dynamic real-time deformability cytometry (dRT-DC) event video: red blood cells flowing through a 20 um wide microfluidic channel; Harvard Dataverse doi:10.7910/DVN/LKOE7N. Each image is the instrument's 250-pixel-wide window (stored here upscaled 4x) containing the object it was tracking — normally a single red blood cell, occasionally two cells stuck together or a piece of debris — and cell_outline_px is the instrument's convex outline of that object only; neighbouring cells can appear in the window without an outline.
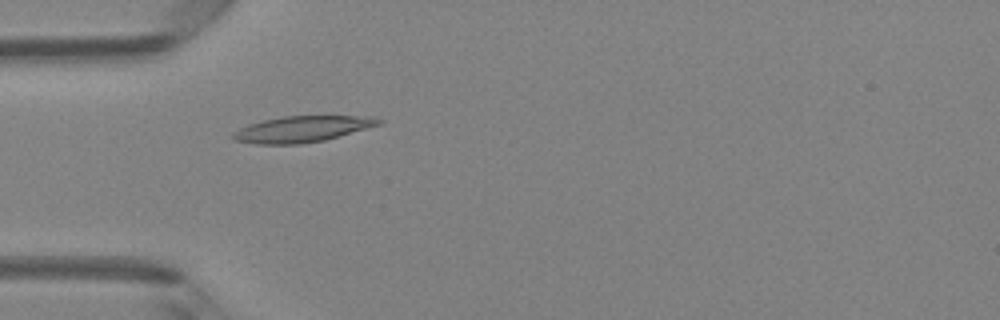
{"species": "Egyptian fruit bat (a non-hibernating species)", "species_latin": "Rousettus aegyptiacus", "temperature_condition": "room temperature", "stored_images_in_passage": 35, "camera_frame_rate_fps": 3000, "um_per_image_px": 0.085, "animal": {"sex": "female"}, "frame": {"image": 1, "passage_image": 1, "time_ms": 0.0, "image_size_px": [1000, 320], "cell_outline_px": [[384, 120], [380, 124], [324, 140], [300, 144], [256, 144], [232, 140], [228, 136], [232, 132], [248, 124], [264, 120], [284, 116], [376, 116]], "centroid_in_image_um": [25.63, 10.97], "position_along_channel_um": 59.4, "area_um2": 22.2}}
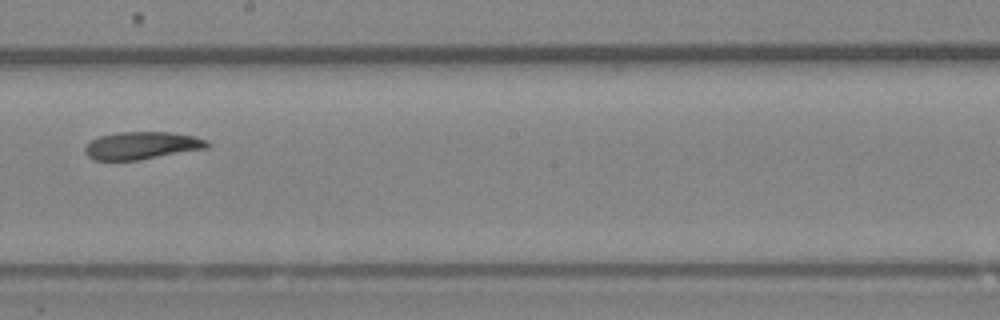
{"frame": {"image": 2, "passage_image": 14, "time_ms": 4.333, "image_size_px": [1000, 320], "cell_outline_px": [[212, 144], [208, 148], [136, 160], [92, 160], [84, 152], [84, 148], [92, 140], [100, 136], [120, 132], [168, 132], [192, 136], [208, 140]], "centroid_in_image_um": [12.06, 12.37], "position_along_channel_um": 236.1, "area_um2": 19.48}}
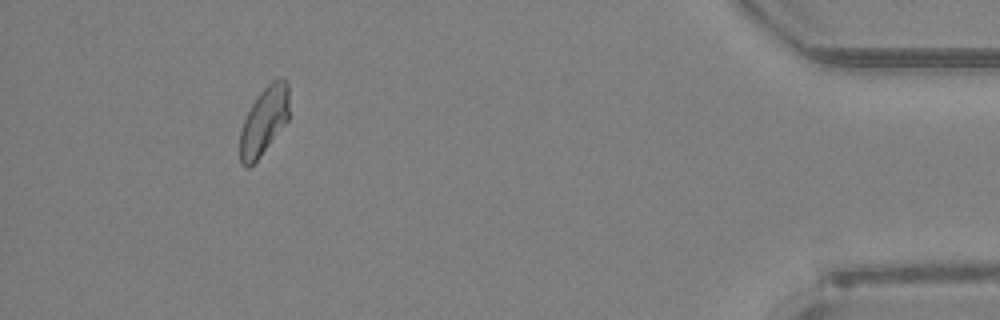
{"frame": {"image": 3, "passage_image": 31, "time_ms": 10.0, "image_size_px": [1000, 320], "cell_outline_px": [[288, 120], [260, 156], [248, 168], [244, 168], [240, 164], [240, 132], [244, 120], [252, 104], [260, 92], [272, 80], [280, 76], [284, 76], [288, 84]], "centroid_in_image_um": [22.44, 10.26], "position_along_channel_um": 412.8, "area_um2": 19.36}, "authors_computed_cell_mechanics": {"area_um2": 20.1722, "velocity_mm_per_s": 4.1758, "shape_relaxation_time_tau1_ms": 5.8932, "shape_relaxation_time_tau2_ms": null, "deformation_change_tau1": 0.1457, "deformation_change_tau2": null}}